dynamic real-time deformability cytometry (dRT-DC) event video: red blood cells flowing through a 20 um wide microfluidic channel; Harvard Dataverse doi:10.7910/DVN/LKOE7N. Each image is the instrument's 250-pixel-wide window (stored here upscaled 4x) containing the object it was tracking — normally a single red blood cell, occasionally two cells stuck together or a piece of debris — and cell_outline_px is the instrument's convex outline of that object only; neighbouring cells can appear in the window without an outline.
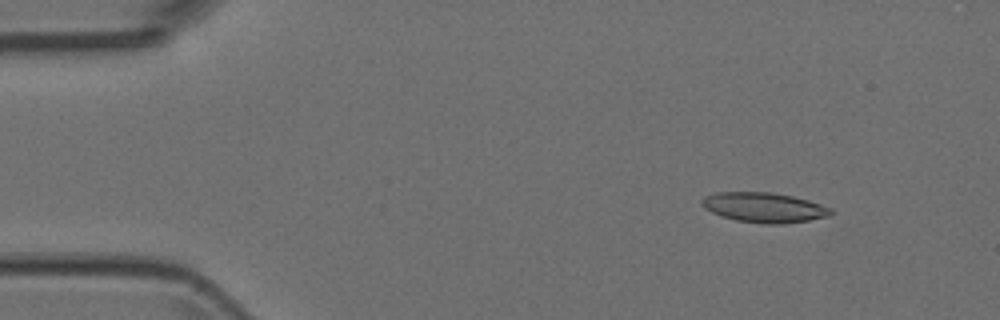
{"species": "Egyptian fruit bat (a non-hibernating species)", "species_latin": "Rousettus aegyptiacus", "temperature_condition": "room temperature", "stored_images_in_passage": 4, "camera_frame_rate_fps": 3000, "um_per_image_px": 0.085, "animal": {"sex": "female"}, "frame": {"image": 1, "passage_image": 2, "time_ms": 0.333, "image_size_px": [1000, 320], "cell_outline_px": [[832, 212], [828, 216], [808, 220], [784, 224], [764, 224], [736, 220], [720, 216], [704, 208], [700, 200], [704, 196], [716, 192], [772, 192], [792, 196], [808, 200], [832, 208]], "centroid_in_image_um": [64.92, 17.63], "position_along_channel_um": 20.1, "area_um2": 22.54}}